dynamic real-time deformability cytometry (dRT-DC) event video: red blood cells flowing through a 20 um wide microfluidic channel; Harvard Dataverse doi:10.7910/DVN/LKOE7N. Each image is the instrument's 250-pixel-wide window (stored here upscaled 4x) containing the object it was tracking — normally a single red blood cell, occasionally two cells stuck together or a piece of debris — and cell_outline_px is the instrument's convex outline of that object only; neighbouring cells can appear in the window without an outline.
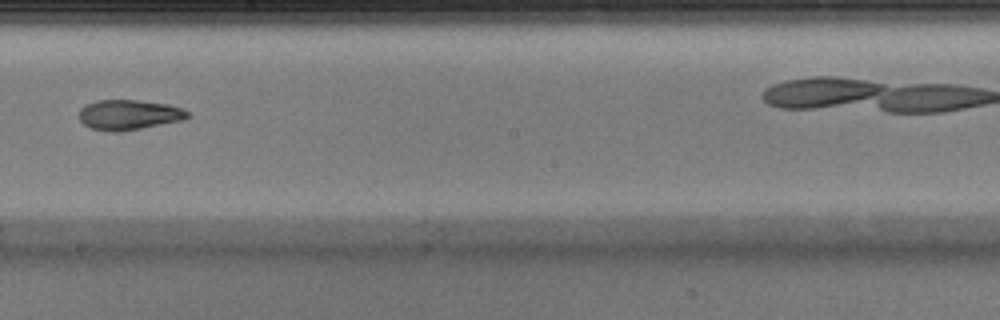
{"species": "Egyptian fruit bat (a non-hibernating species)", "species_latin": "Rousettus aegyptiacus", "temperature_condition": "warm", "stored_images_in_passage": 26, "camera_frame_rate_fps": 3000, "um_per_image_px": 0.085, "animal": {"sex": "male"}, "frame": {"image": 1, "passage_image": 15, "time_ms": 4.667, "image_size_px": [1000, 320], "cell_outline_px": [[188, 116], [184, 120], [120, 132], [108, 132], [88, 128], [80, 120], [80, 108], [84, 104], [96, 100], [140, 100], [168, 104], [184, 108], [188, 112]], "centroid_in_image_um": [10.93, 9.76], "position_along_channel_um": 237.3, "area_um2": 19.31}}